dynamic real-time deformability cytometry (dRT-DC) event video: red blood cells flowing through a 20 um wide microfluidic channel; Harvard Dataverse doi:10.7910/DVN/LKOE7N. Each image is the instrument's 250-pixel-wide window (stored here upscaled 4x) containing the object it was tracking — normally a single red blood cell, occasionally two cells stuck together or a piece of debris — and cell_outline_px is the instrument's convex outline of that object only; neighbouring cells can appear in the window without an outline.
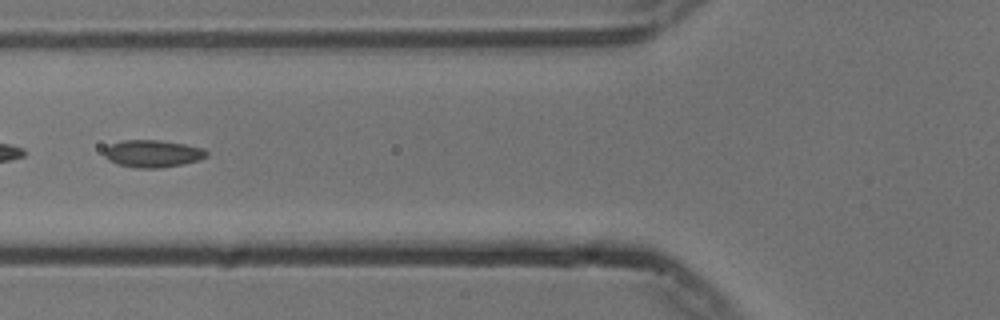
{"species": "common noctule bat (a hibernating species)", "species_latin": "Nyctalus noctula", "temperature_condition": "cold", "stored_images_in_passage": 45, "segment_of_instrument_passage": [2, 2], "camera_frame_rate_fps": 3000, "um_per_image_px": 0.085, "animal": {"sex": "male", "body_mass_g": 13.3}, "frame": {"image": 1, "passage_image": 13, "time_ms": 4.0, "image_size_px": [1000, 320], "cell_outline_px": [[208, 156], [200, 160], [160, 168], [136, 168], [116, 164], [108, 160], [104, 156], [104, 148], [112, 144], [124, 140], [160, 140], [184, 144], [204, 148], [208, 152]], "centroid_in_image_um": [12.97, 13.06], "position_along_channel_um": 112.8, "area_um2": 16.36}}
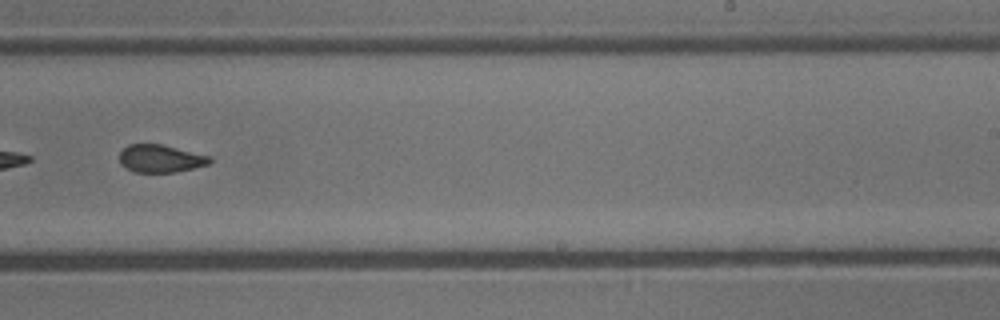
{"frame": {"image": 2, "passage_image": 26, "time_ms": 8.333, "image_size_px": [1000, 320], "cell_outline_px": [[212, 160], [208, 164], [176, 172], [136, 172], [120, 164], [120, 152], [128, 144], [160, 144], [212, 156]], "centroid_in_image_um": [13.65, 13.47], "position_along_channel_um": 275.3, "area_um2": 14.45}}
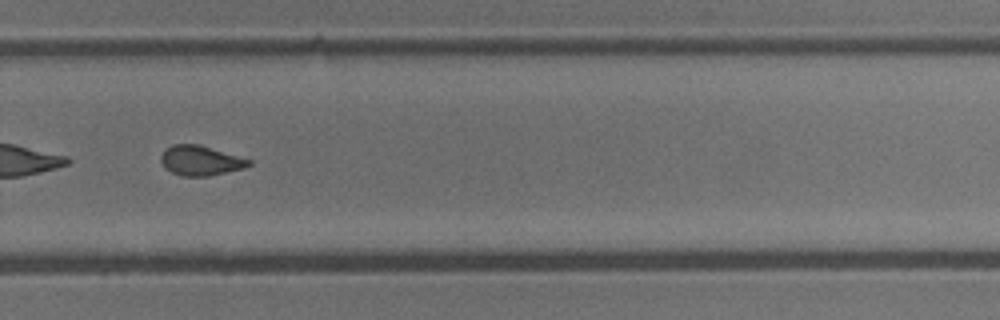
{"frame": {"image": 3, "passage_image": 29, "time_ms": 9.333, "image_size_px": [1000, 320], "cell_outline_px": [[252, 164], [244, 168], [208, 176], [180, 176], [164, 168], [160, 160], [160, 156], [172, 144], [200, 144], [252, 160]], "centroid_in_image_um": [17.05, 13.65], "position_along_channel_um": 312.8, "area_um2": 15.32}}